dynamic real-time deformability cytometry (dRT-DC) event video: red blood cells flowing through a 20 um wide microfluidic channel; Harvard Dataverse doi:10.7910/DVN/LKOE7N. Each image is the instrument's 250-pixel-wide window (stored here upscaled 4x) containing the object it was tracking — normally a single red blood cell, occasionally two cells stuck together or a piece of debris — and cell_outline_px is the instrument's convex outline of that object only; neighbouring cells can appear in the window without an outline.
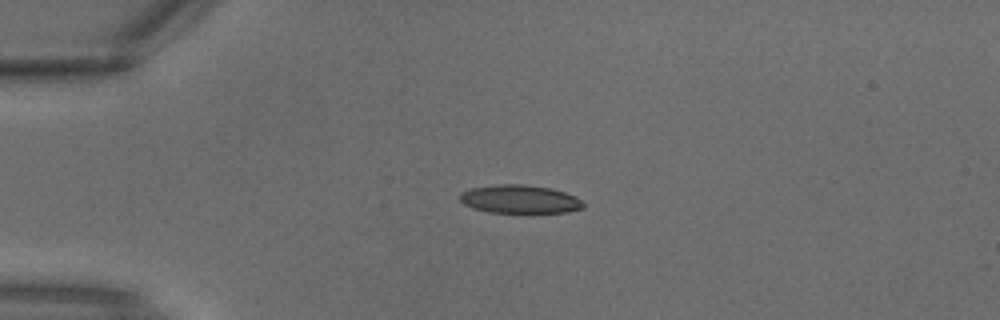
{"species": "common noctule bat (a hibernating species)", "species_latin": "Nyctalus noctula", "temperature_condition": "warm", "stored_images_in_passage": 2, "camera_frame_rate_fps": 3000, "um_per_image_px": 0.085, "animal": {"sex": "male", "body_mass_g": 18.8}, "frame": {"image": 1, "passage_image": 1, "time_ms": 0.0, "image_size_px": [1000, 320], "cell_outline_px": [[584, 208], [568, 212], [488, 212], [472, 208], [464, 204], [460, 200], [460, 192], [472, 188], [496, 184], [524, 184], [552, 188], [564, 192], [580, 200], [584, 204]], "centroid_in_image_um": [44.15, 16.92], "position_along_channel_um": 40.8, "area_um2": 20.29}}
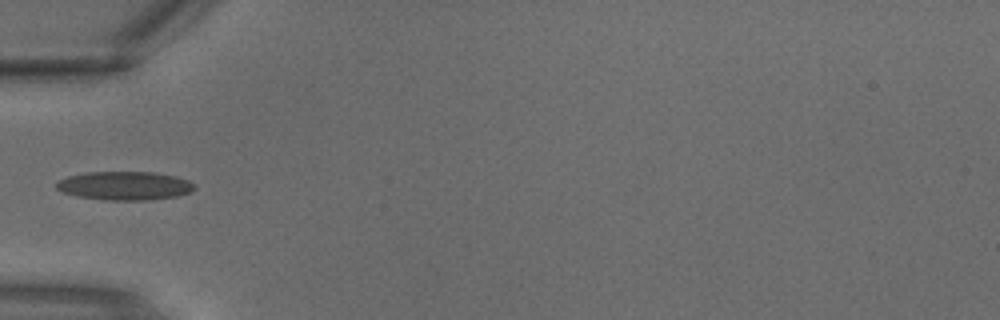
{"frame": {"image": 2, "passage_image": 2, "time_ms": 0.333, "image_size_px": [1000, 320], "cell_outline_px": [[196, 188], [192, 192], [176, 196], [148, 200], [104, 200], [76, 196], [64, 192], [56, 188], [56, 184], [60, 180], [68, 176], [88, 172], [152, 172], [176, 176], [188, 180], [196, 184]], "centroid_in_image_um": [10.64, 15.79], "position_along_channel_um": 74.4, "area_um2": 23.06}}